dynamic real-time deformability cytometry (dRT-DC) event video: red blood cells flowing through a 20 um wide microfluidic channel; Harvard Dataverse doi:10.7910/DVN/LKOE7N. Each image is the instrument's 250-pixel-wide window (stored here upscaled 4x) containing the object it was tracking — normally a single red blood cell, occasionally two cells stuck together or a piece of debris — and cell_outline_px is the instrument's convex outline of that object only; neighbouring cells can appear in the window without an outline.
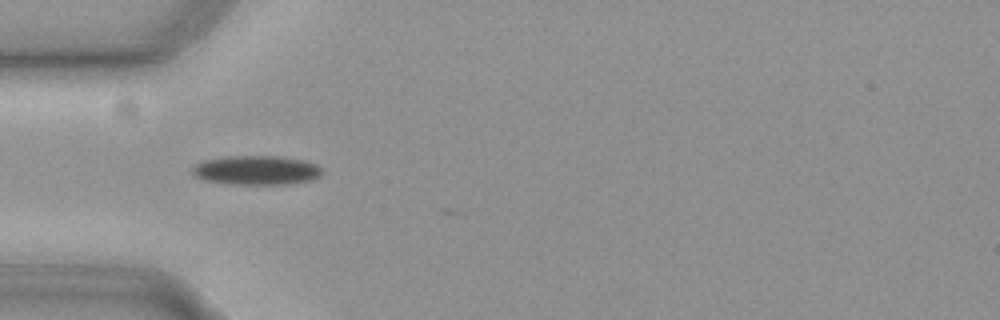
{"species": "common noctule bat (a hibernating species)", "species_latin": "Nyctalus noctula", "temperature_condition": "cold", "stored_images_in_passage": 5, "camera_frame_rate_fps": 3000, "um_per_image_px": 0.085, "animal": {"sex": "female", "body_mass_g": 19.3, "forearm_length_mm": 54.1}, "frame": {"image": 1, "passage_image": 4, "time_ms": 1.0, "image_size_px": [1000, 320], "cell_outline_px": [[324, 172], [320, 176], [312, 180], [288, 184], [228, 184], [204, 180], [192, 176], [192, 168], [196, 164], [204, 160], [228, 156], [276, 156], [304, 160], [316, 164]], "centroid_in_image_um": [21.78, 14.47], "position_along_channel_um": 63.2, "area_um2": 22.25}}